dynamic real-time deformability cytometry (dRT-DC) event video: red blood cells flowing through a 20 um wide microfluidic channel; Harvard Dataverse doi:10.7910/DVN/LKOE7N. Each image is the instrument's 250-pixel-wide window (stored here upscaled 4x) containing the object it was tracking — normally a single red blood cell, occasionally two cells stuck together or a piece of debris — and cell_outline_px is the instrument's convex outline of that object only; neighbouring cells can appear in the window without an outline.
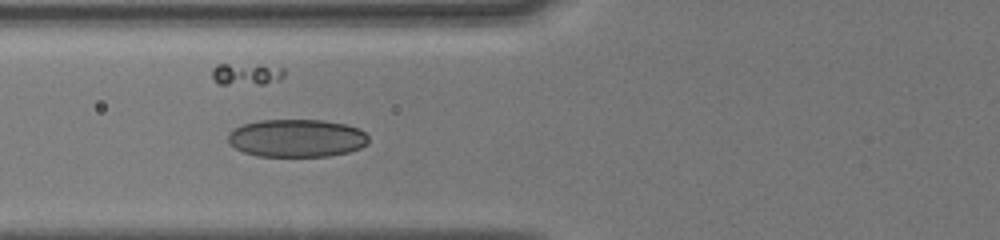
{"species": "human", "species_latin": "Homo sapiens", "temperature_condition": "cold", "stored_images_in_passage": 17, "camera_frame_rate_fps": 3000, "um_per_image_px": 0.085, "donor": {"sex": "male"}, "frame": {"image": 1, "passage_image": 8, "time_ms": 6.333, "image_size_px": [1000, 240], "cell_outline_px": [[368, 144], [360, 148], [348, 152], [328, 156], [256, 156], [244, 152], [236, 148], [228, 140], [228, 132], [232, 128], [244, 124], [260, 120], [324, 120], [348, 124], [360, 128], [368, 136]], "centroid_in_image_um": [25.24, 11.73], "position_along_channel_um": 100.6, "area_um2": 31.21}}
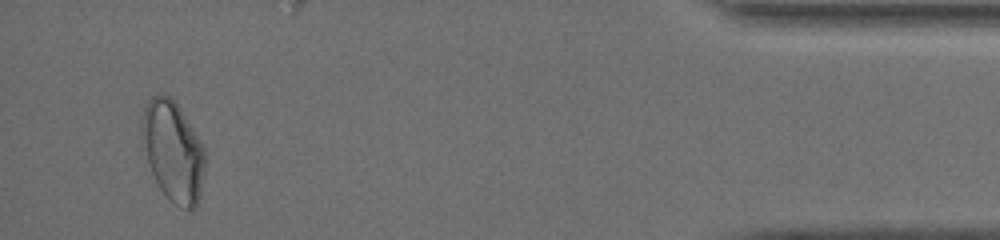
{"frame": {"image": 2, "passage_image": 17, "time_ms": 15.667, "image_size_px": [1000, 240], "cell_outline_px": [[204, 172], [200, 196], [196, 208], [192, 212], [188, 212], [176, 204], [160, 188], [140, 148], [140, 128], [144, 108], [148, 100], [152, 96], [160, 92], [168, 96], [180, 108], [200, 140], [204, 148]], "centroid_in_image_um": [14.67, 12.85], "position_along_channel_um": 420.5, "area_um2": 37.28}, "authors_computed_cell_mechanics": {"area_um2": 31.3276, "velocity_mm_per_s": 4.0771, "shape_relaxation_time_tau1_ms": 9.7605, "shape_relaxation_time_tau2_ms": 2.0681, "deformation_change_tau1": 0.1804, "deformation_change_tau2": 0.0588}}